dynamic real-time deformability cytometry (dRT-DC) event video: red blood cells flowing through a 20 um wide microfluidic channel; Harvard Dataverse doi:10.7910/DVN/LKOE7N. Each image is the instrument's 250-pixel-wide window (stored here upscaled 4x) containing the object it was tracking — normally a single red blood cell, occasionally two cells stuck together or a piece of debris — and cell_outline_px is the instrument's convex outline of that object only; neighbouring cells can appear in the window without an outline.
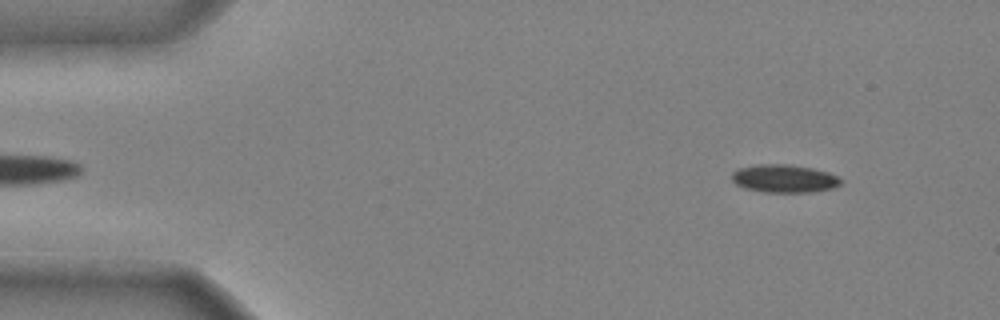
{"species": "common noctule bat (a hibernating species)", "species_latin": "Nyctalus noctula", "temperature_condition": "cold", "stored_images_in_passage": 46, "camera_frame_rate_fps": 3000, "um_per_image_px": 0.085, "animal": {"sex": "male", "body_mass_g": 20.4}, "frame": {"image": 1, "passage_image": 3, "time_ms": 0.667, "image_size_px": [1000, 320], "cell_outline_px": [[844, 180], [840, 184], [832, 188], [816, 192], [764, 192], [744, 188], [736, 184], [732, 180], [732, 172], [736, 168], [756, 164], [784, 164], [812, 168], [828, 172]], "centroid_in_image_um": [66.64, 15.18], "position_along_channel_um": 18.4, "area_um2": 17.92}}
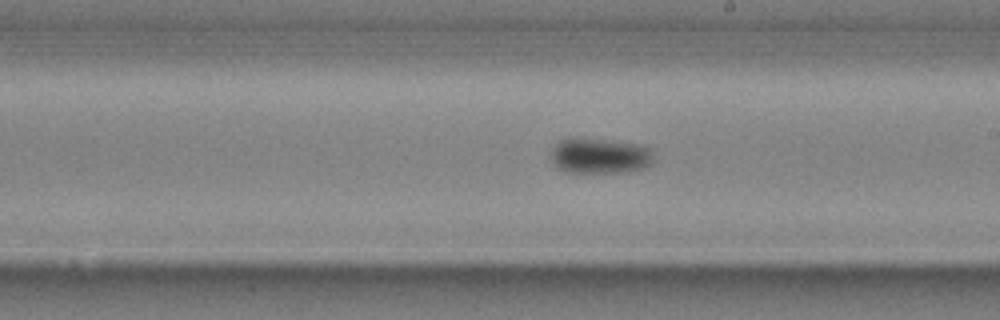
{"frame": {"image": 2, "passage_image": 26, "time_ms": 8.333, "image_size_px": [1000, 320], "cell_outline_px": [[652, 164], [644, 168], [628, 172], [564, 172], [552, 164], [552, 148], [560, 140], [568, 136], [576, 136], [640, 144], [652, 148]], "centroid_in_image_um": [50.97, 13.22], "position_along_channel_um": 238.0, "area_um2": 21.79}}
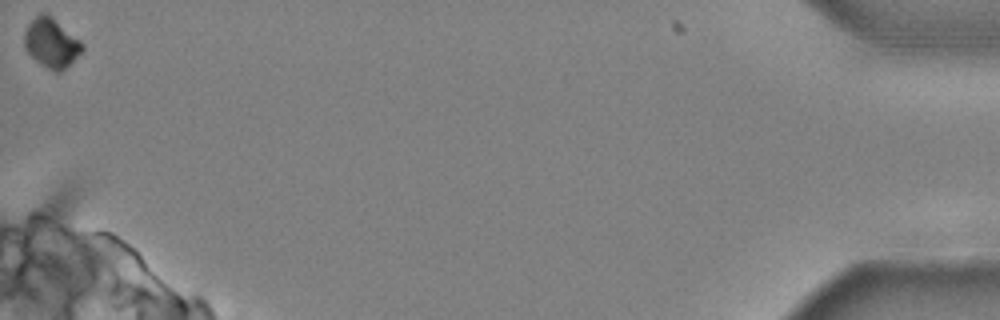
{"frame": {"image": 3, "passage_image": 46, "time_ms": 15.0, "image_size_px": [1000, 320], "cell_outline_px": [[84, 48], [60, 72], [56, 72], [40, 64], [24, 48], [24, 32], [28, 24], [40, 12], [44, 12], [52, 16], [80, 40], [84, 44]], "centroid_in_image_um": [4.34, 3.61], "position_along_channel_um": 430.9, "area_um2": 16.42}, "authors_computed_cell_mechanics": {"area_um2": 18.5249, "velocity_mm_per_s": 3.975, "shape_relaxation_time_tau1_ms": 4.7004, "shape_relaxation_time_tau2_ms": null, "deformation_change_tau1": 0.1219, "deformation_change_tau2": null}}